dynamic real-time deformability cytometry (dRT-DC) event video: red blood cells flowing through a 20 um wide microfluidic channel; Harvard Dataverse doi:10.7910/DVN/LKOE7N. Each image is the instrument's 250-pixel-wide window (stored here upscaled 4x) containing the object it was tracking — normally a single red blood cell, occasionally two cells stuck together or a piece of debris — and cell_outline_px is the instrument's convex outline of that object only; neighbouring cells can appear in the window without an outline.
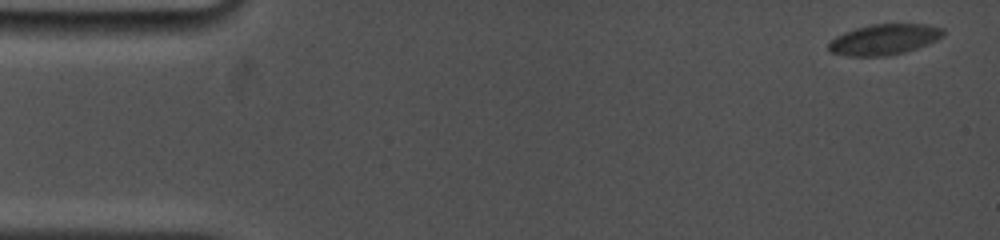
{"species": "common noctule bat (a hibernating species)", "species_latin": "Nyctalus noctula", "temperature_condition": "cold", "stored_images_in_passage": 36, "camera_frame_rate_fps": 5000, "um_per_image_px": 0.085, "animal": {"sex": "female", "body_mass_g": 19.0, "forearm_length_mm": 53.3}, "frame": {"image": 1, "passage_image": 1, "time_ms": 0.0, "image_size_px": [1000, 240], "cell_outline_px": [[944, 36], [928, 44], [904, 52], [884, 56], [848, 56], [828, 52], [828, 44], [836, 36], [844, 32], [856, 28], [872, 24], [928, 24], [944, 28]], "centroid_in_image_um": [75.16, 3.35], "position_along_channel_um": 9.8, "area_um2": 20.52}}
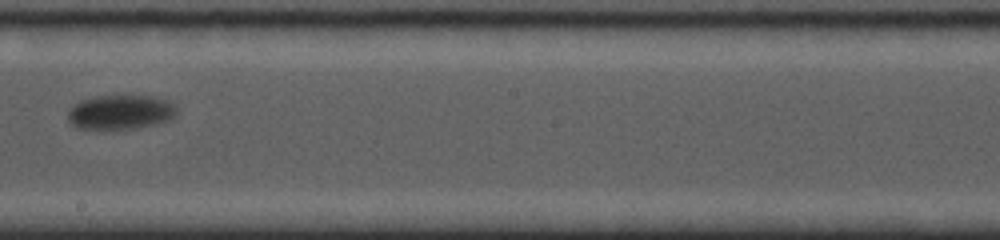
{"frame": {"image": 2, "passage_image": 16, "time_ms": 10.0, "image_size_px": [1000, 240], "cell_outline_px": [[176, 112], [172, 120], [156, 124], [136, 128], [96, 132], [80, 128], [72, 124], [68, 120], [68, 112], [80, 100], [96, 96], [148, 96], [168, 100], [176, 108]], "centroid_in_image_um": [10.22, 9.58], "position_along_channel_um": 238.0, "area_um2": 22.31}}
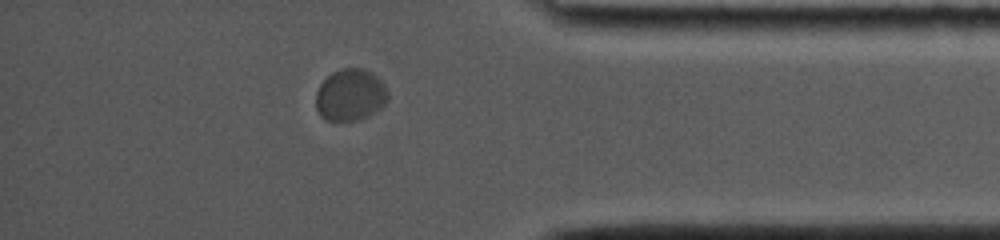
{"frame": {"image": 3, "passage_image": 31, "time_ms": 15.0, "image_size_px": [1000, 240], "cell_outline_px": [[388, 100], [376, 112], [368, 116], [356, 120], [340, 124], [336, 124], [324, 120], [320, 116], [316, 108], [316, 92], [320, 84], [332, 72], [340, 68], [360, 68], [372, 72], [384, 84], [388, 92]], "centroid_in_image_um": [29.75, 8.12], "position_along_channel_um": 405.4, "area_um2": 22.37}, "authors_computed_cell_mechanics": {"area_um2": 21.4727, "velocity_mm_per_s": 3.5233, "shape_relaxation_time_tau1_ms": 1.6772, "shape_relaxation_time_tau2_ms": null, "deformation_change_tau1": 0.0737, "deformation_change_tau2": null}}